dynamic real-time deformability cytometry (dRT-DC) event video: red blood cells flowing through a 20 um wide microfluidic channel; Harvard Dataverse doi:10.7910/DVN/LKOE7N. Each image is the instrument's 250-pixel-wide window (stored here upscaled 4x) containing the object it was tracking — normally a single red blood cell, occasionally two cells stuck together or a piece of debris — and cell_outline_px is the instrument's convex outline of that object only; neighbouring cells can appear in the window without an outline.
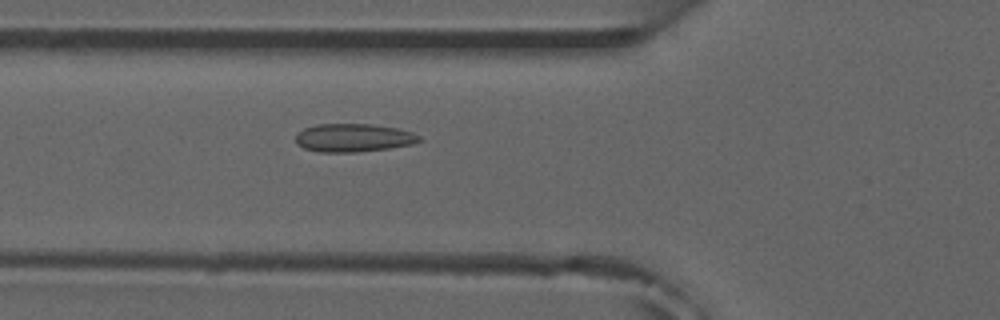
{"species": "common noctule bat (a hibernating species)", "species_latin": "Nyctalus noctula", "temperature_condition": "room temperature", "stored_images_in_passage": 3, "camera_frame_rate_fps": 3000, "um_per_image_px": 0.085, "animal": {"sex": "male", "forearm_length_mm": 52.5}, "frame": {"image": 1, "passage_image": 3, "time_ms": 2.0, "image_size_px": [1000, 320], "cell_outline_px": [[424, 140], [412, 144], [388, 148], [356, 152], [320, 152], [304, 148], [296, 144], [296, 132], [304, 128], [316, 124], [372, 124], [400, 128], [412, 132], [420, 136]], "centroid_in_image_um": [30.05, 11.7], "position_along_channel_um": 95.8, "area_um2": 20.52}}